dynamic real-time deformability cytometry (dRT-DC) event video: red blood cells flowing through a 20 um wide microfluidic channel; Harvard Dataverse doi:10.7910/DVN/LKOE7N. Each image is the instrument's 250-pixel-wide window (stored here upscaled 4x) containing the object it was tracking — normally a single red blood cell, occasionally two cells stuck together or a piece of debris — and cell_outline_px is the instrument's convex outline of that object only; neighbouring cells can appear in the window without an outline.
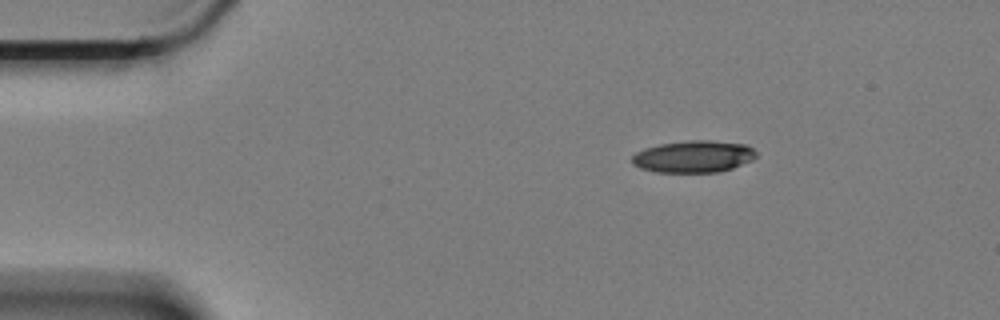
{"species": "Egyptian fruit bat (a non-hibernating species)", "species_latin": "Rousettus aegyptiacus", "temperature_condition": "cold", "stored_images_in_passage": 4, "camera_frame_rate_fps": 3000, "um_per_image_px": 0.085, "animal": {"sex": "female"}, "frame": {"image": 1, "passage_image": 2, "time_ms": 0.333, "image_size_px": [1000, 320], "cell_outline_px": [[756, 156], [752, 160], [732, 168], [720, 172], [656, 172], [640, 168], [632, 164], [632, 156], [636, 152], [644, 148], [660, 144], [688, 140], [712, 140], [748, 144], [756, 152]], "centroid_in_image_um": [58.95, 13.3], "position_along_channel_um": 26.0, "area_um2": 23.29}}